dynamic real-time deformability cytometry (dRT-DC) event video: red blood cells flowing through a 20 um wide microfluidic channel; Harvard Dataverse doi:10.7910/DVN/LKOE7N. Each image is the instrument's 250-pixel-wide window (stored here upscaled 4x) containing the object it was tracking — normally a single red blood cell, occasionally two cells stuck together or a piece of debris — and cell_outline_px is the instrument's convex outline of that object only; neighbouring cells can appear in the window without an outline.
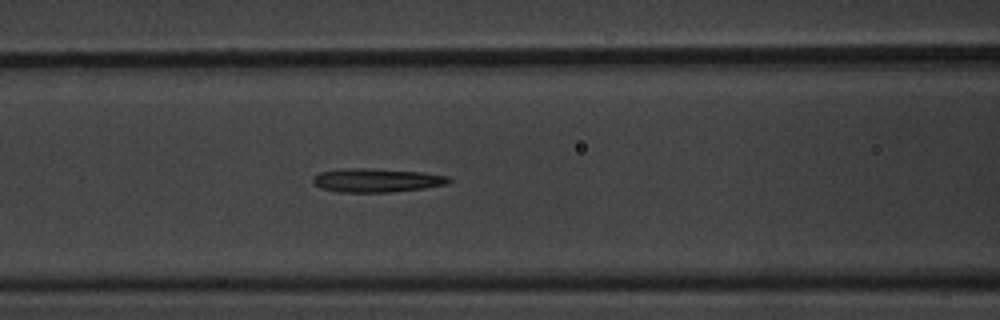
{"species": "common noctule bat (a hibernating species)", "species_latin": "Nyctalus noctula", "temperature_condition": "warm", "stored_images_in_passage": 7, "segment_of_instrument_passage": [1, 2], "camera_frame_rate_fps": 3000, "um_per_image_px": 0.085, "animal": {"sex": "male", "body_mass_g": 20.1, "forearm_length_mm": 53.5}, "frame": {"image": 1, "passage_image": 6, "time_ms": 1.667, "image_size_px": [1000, 320], "cell_outline_px": [[452, 180], [444, 184], [424, 188], [392, 192], [340, 192], [320, 188], [312, 180], [312, 176], [320, 172], [336, 168], [368, 168], [424, 172], [448, 176]], "centroid_in_image_um": [31.97, 15.31], "position_along_channel_um": 134.6, "area_um2": 18.9}}